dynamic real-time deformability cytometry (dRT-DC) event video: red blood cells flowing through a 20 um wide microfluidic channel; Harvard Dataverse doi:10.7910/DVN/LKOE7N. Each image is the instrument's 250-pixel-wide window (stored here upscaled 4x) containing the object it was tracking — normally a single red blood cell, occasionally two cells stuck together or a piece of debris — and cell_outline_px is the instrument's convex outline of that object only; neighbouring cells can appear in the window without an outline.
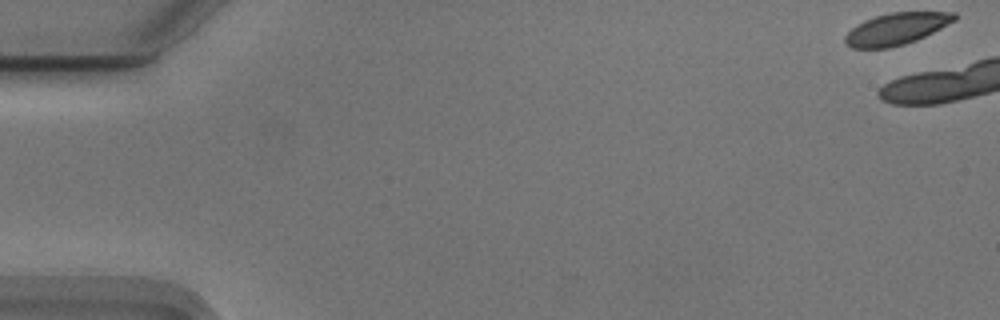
{"species": "Egyptian fruit bat (a non-hibernating species)", "species_latin": "Rousettus aegyptiacus", "temperature_condition": "cold", "stored_images_in_passage": 9, "camera_frame_rate_fps": 3000, "um_per_image_px": 0.085, "animal": {"sex": "male"}, "frame": {"image": 1, "passage_image": 1, "time_ms": 0.0, "image_size_px": [1000, 320], "cell_outline_px": [[956, 20], [916, 40], [904, 44], [888, 48], [852, 48], [844, 44], [844, 36], [856, 24], [864, 20], [876, 16], [892, 12], [956, 12]], "centroid_in_image_um": [76.15, 2.45], "position_along_channel_um": 8.8, "area_um2": 20.17}}